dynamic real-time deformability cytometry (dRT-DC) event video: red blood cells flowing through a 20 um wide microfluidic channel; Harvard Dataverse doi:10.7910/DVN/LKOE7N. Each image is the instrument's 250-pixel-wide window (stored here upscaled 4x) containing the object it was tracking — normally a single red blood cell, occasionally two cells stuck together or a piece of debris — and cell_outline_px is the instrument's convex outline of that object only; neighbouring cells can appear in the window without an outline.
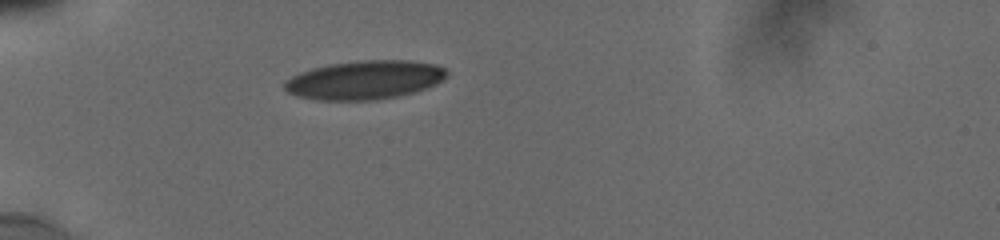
{"species": "human", "species_latin": "Homo sapiens", "temperature_condition": "cold", "stored_images_in_passage": 38, "camera_frame_rate_fps": 3000, "um_per_image_px": 0.085, "donor": {"sex": "male"}, "frame": {"image": 1, "passage_image": 1, "time_ms": 0.0, "image_size_px": [1000, 240], "cell_outline_px": [[448, 72], [444, 80], [428, 88], [416, 92], [400, 96], [376, 100], [316, 100], [296, 96], [288, 92], [284, 88], [284, 80], [300, 72], [312, 68], [328, 64], [360, 60], [408, 60], [432, 64], [444, 68]], "centroid_in_image_um": [30.99, 6.8], "position_along_channel_um": 54.0, "area_um2": 36.99}}
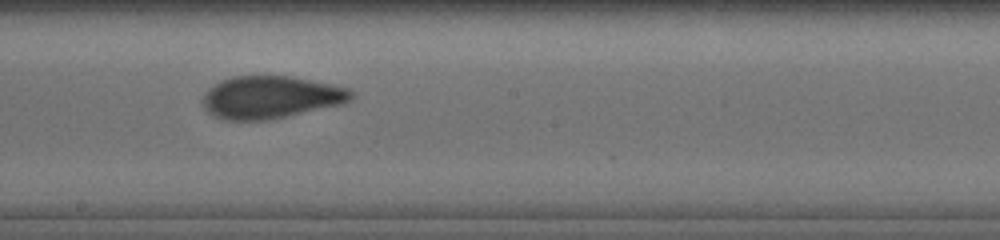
{"frame": {"image": 2, "passage_image": 16, "time_ms": 5.0, "image_size_px": [1000, 240], "cell_outline_px": [[356, 96], [352, 100], [340, 104], [284, 116], [264, 120], [224, 120], [208, 112], [204, 108], [204, 92], [208, 88], [220, 80], [232, 76], [288, 76], [348, 88]], "centroid_in_image_um": [22.97, 8.26], "position_along_channel_um": 225.2, "area_um2": 36.24}}
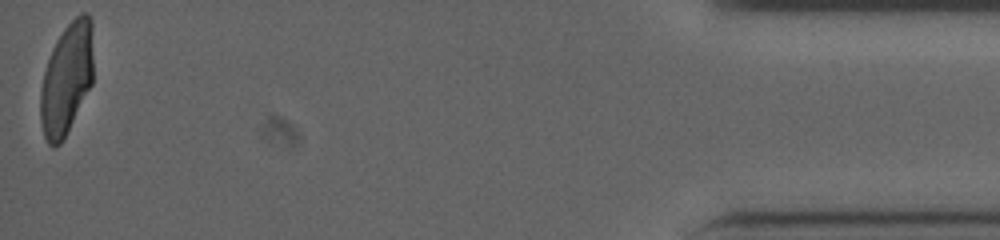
{"frame": {"image": 3, "passage_image": 38, "time_ms": 12.333, "image_size_px": [1000, 240], "cell_outline_px": [[92, 84], [64, 140], [60, 144], [52, 148], [48, 144], [44, 136], [40, 120], [40, 92], [44, 72], [48, 60], [56, 40], [64, 28], [80, 12], [88, 12], [92, 20]], "centroid_in_image_um": [5.66, 6.72], "position_along_channel_um": 429.5, "area_um2": 34.56}, "authors_computed_cell_mechanics": {"area_um2": 36.125, "velocity_mm_per_s": 3.84, "shape_relaxation_time_tau1_ms": 4.3483, "shape_relaxation_time_tau2_ms": 1.1313, "deformation_change_tau1": 0.1577, "deformation_change_tau2": 0.0705}}